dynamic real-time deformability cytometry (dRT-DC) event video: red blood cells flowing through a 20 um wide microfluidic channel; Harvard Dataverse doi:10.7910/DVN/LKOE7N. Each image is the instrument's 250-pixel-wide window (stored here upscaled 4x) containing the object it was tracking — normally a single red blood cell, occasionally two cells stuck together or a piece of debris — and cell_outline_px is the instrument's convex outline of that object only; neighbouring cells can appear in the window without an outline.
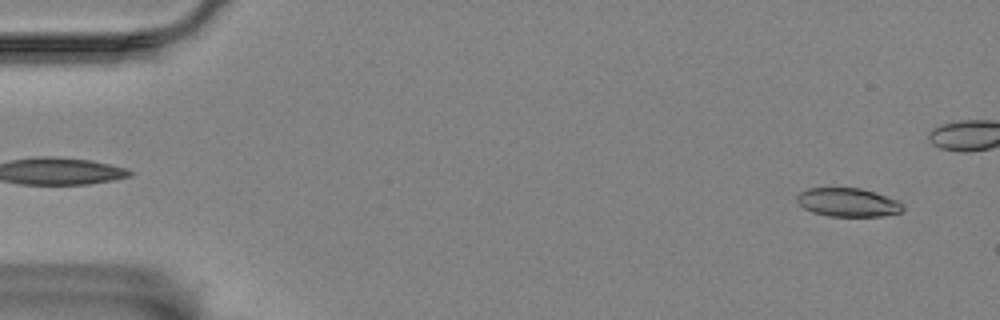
{"species": "Egyptian fruit bat (a non-hibernating species)", "species_latin": "Rousettus aegyptiacus", "temperature_condition": "room temperature", "stored_images_in_passage": 12, "camera_frame_rate_fps": 3000, "um_per_image_px": 0.085, "animal": {"sex": "female"}, "frame": {"image": 1, "passage_image": 3, "time_ms": 0.667, "image_size_px": [1000, 320], "cell_outline_px": [[904, 208], [900, 212], [880, 216], [828, 216], [812, 212], [804, 208], [796, 200], [796, 196], [800, 192], [808, 188], [860, 188], [896, 200], [904, 204]], "centroid_in_image_um": [72.04, 17.2], "position_along_channel_um": 13.0, "area_um2": 17.46}}